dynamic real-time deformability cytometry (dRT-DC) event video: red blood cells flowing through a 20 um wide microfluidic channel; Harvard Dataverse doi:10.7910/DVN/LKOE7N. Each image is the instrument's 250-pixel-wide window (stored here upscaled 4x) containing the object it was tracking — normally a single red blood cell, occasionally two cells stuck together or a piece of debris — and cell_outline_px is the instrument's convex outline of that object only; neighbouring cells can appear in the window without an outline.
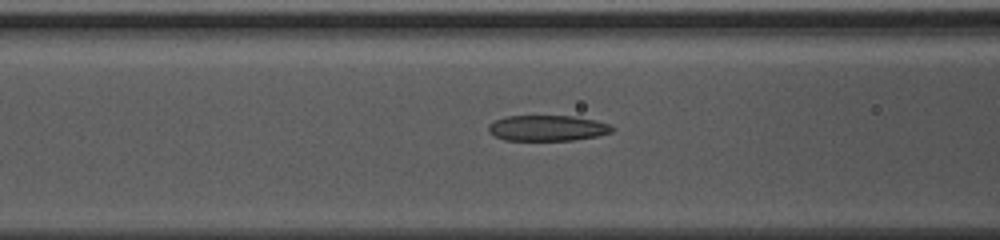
{"species": "common noctule bat (a hibernating species)", "species_latin": "Nyctalus noctula", "temperature_condition": "warm", "stored_images_in_passage": 44, "camera_frame_rate_fps": 3000, "um_per_image_px": 0.085, "animal": {"sex": "female", "body_mass_g": 10.0, "forearm_length_mm": 53.1}, "frame": {"image": 1, "passage_image": 16, "time_ms": 5.0, "image_size_px": [1000, 240], "cell_outline_px": [[616, 128], [612, 132], [600, 136], [572, 140], [504, 140], [488, 132], [488, 124], [496, 120], [508, 116], [572, 116], [596, 120], [608, 124]], "centroid_in_image_um": [46.56, 10.89], "position_along_channel_um": 120.0, "area_um2": 18.55}}
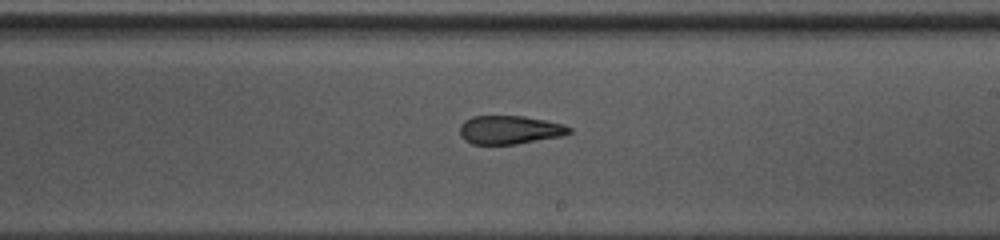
{"frame": {"image": 2, "passage_image": 25, "time_ms": 8.0, "image_size_px": [1000, 240], "cell_outline_px": [[572, 132], [564, 136], [516, 144], [472, 144], [464, 140], [460, 136], [460, 124], [464, 120], [472, 116], [524, 116], [564, 124], [572, 128]], "centroid_in_image_um": [43.33, 11.04], "position_along_channel_um": 245.7, "area_um2": 18.38}}
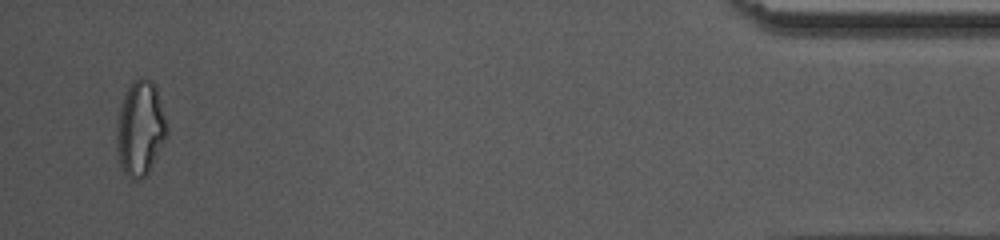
{"frame": {"image": 3, "passage_image": 43, "time_ms": 14.0, "image_size_px": [1000, 240], "cell_outline_px": [[168, 132], [148, 172], [144, 176], [132, 180], [120, 168], [116, 144], [116, 120], [124, 96], [128, 88], [140, 76], [148, 76], [156, 84], [168, 124]], "centroid_in_image_um": [11.92, 10.86], "position_along_channel_um": 423.3, "area_um2": 27.98}, "authors_computed_cell_mechanics": {"area_um2": 20.4323, "velocity_mm_per_s": 4.1734, "shape_relaxation_time_tau1_ms": null, "shape_relaxation_time_tau2_ms": 3.374, "deformation_change_tau1": null, "deformation_change_tau2": 0.0978}}